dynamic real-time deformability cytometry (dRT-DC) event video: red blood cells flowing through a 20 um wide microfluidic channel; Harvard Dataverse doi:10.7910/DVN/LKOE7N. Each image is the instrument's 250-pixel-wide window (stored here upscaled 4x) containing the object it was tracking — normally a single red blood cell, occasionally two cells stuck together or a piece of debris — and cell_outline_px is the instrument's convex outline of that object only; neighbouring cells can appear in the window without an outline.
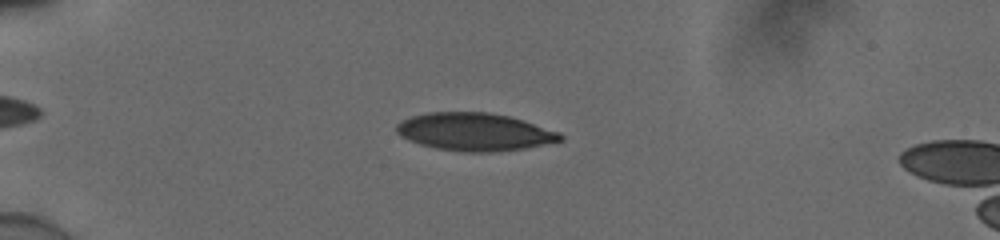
{"species": "human", "species_latin": "Homo sapiens", "temperature_condition": "cold", "stored_images_in_passage": 23, "camera_frame_rate_fps": 3000, "um_per_image_px": 0.085, "donor": {"sex": "male"}, "frame": {"image": 1, "passage_image": 5, "time_ms": 1.333, "image_size_px": [1000, 240], "cell_outline_px": [[564, 140], [524, 148], [492, 152], [464, 152], [436, 148], [420, 144], [408, 140], [400, 136], [396, 132], [396, 124], [412, 116], [428, 112], [488, 112], [508, 116], [560, 132], [564, 136]], "centroid_in_image_um": [40.33, 11.21], "position_along_channel_um": 44.7, "area_um2": 35.89}}
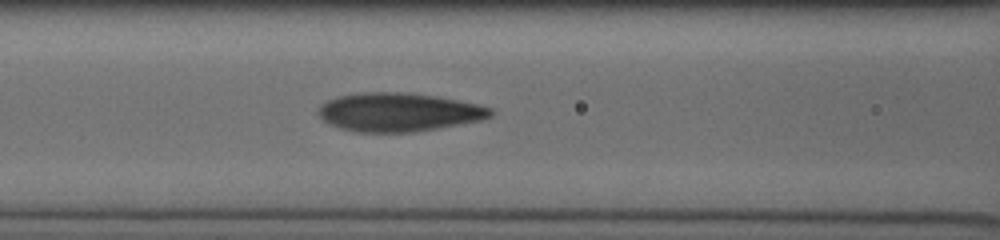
{"frame": {"image": 2, "passage_image": 12, "time_ms": 3.667, "image_size_px": [1000, 240], "cell_outline_px": [[492, 116], [480, 120], [436, 128], [412, 132], [356, 132], [340, 128], [324, 120], [316, 112], [320, 104], [328, 100], [340, 96], [360, 92], [404, 92], [436, 96], [476, 104], [492, 108]], "centroid_in_image_um": [33.85, 9.53], "position_along_channel_um": 132.8, "area_um2": 38.44}}
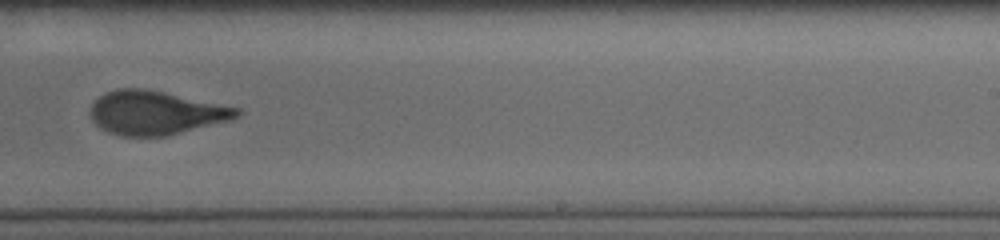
{"frame": {"image": 3, "passage_image": 21, "time_ms": 6.667, "image_size_px": [1000, 240], "cell_outline_px": [[240, 116], [232, 120], [168, 136], [120, 136], [108, 132], [100, 128], [92, 120], [92, 104], [104, 92], [120, 88], [144, 88], [164, 92], [240, 108]], "centroid_in_image_um": [13.26, 9.59], "position_along_channel_um": 275.7, "area_um2": 37.4}}